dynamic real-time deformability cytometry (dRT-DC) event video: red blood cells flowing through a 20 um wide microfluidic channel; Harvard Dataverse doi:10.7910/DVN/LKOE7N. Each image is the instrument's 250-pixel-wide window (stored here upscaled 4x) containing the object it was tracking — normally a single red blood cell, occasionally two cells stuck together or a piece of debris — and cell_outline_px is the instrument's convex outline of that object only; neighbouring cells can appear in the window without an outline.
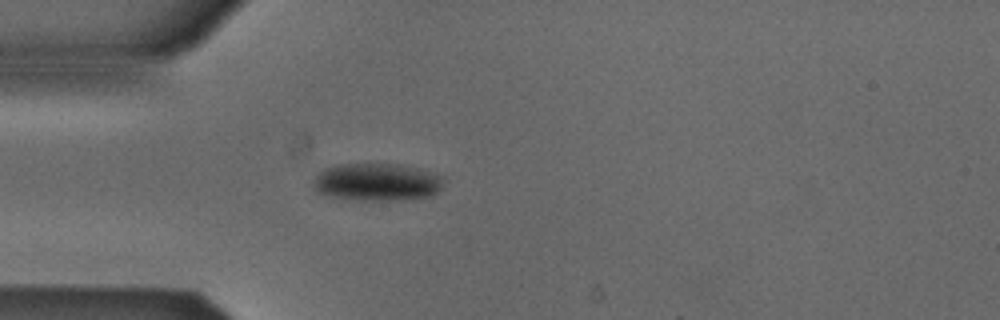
{"species": "Egyptian fruit bat (a non-hibernating species)", "species_latin": "Rousettus aegyptiacus", "temperature_condition": "cold", "stored_images_in_passage": 1, "camera_frame_rate_fps": 3000, "um_per_image_px": 0.085, "animal": {"sex": "male"}, "frame": {"image": 1, "passage_image": 1, "time_ms": 0.0, "image_size_px": [1000, 320], "cell_outline_px": [[444, 180], [440, 188], [436, 192], [428, 196], [388, 200], [364, 200], [332, 196], [316, 192], [312, 184], [312, 180], [324, 168], [336, 164], [400, 164], [432, 172], [444, 176]], "centroid_in_image_um": [32.01, 15.45], "position_along_channel_um": 53.0, "area_um2": 28.32}}